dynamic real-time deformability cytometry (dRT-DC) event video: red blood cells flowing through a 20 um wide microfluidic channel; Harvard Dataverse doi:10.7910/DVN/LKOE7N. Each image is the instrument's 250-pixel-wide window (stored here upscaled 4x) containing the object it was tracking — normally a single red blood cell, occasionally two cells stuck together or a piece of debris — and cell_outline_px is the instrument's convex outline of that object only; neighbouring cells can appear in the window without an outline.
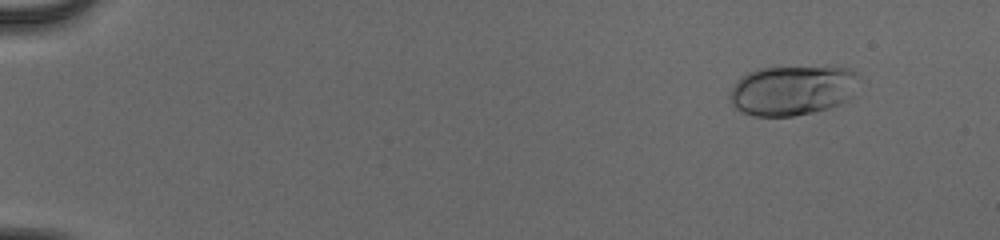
{"species": "human", "species_latin": "Homo sapiens", "temperature_condition": "cold", "stored_images_in_passage": 54, "camera_frame_rate_fps": 3000, "um_per_image_px": 0.085, "donor": {"sex": "male"}, "frame": {"image": 1, "passage_image": 6, "time_ms": 1.667, "image_size_px": [1000, 240], "cell_outline_px": [[860, 76], [848, 96], [840, 104], [828, 108], [812, 112], [792, 116], [752, 116], [740, 112], [732, 104], [728, 96], [736, 80], [740, 76], [748, 72], [760, 68], [828, 64], [848, 68], [856, 72]], "centroid_in_image_um": [67.32, 7.62], "position_along_channel_um": 17.7, "area_um2": 38.32}}
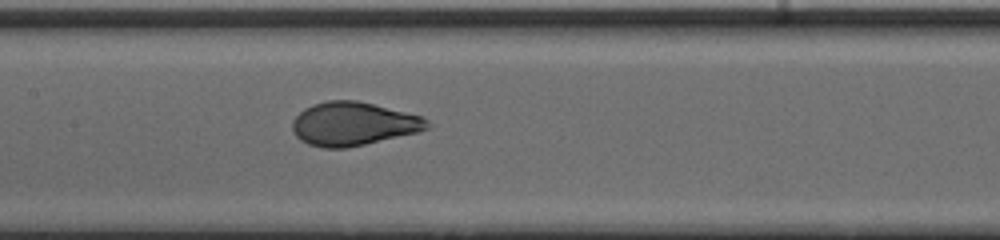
{"frame": {"image": 2, "passage_image": 29, "time_ms": 9.333, "image_size_px": [1000, 240], "cell_outline_px": [[432, 124], [428, 128], [420, 132], [364, 144], [344, 148], [324, 148], [308, 144], [300, 140], [292, 132], [292, 120], [304, 108], [312, 104], [328, 100], [356, 100], [420, 116], [428, 120]], "centroid_in_image_um": [30.0, 10.53], "position_along_channel_um": 177.4, "area_um2": 34.1}}
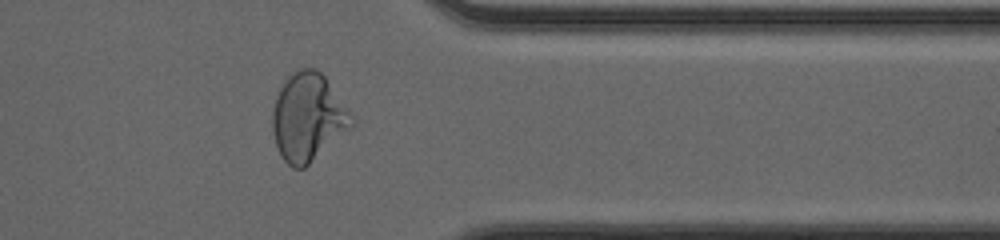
{"frame": {"image": 3, "passage_image": 45, "time_ms": 14.667, "image_size_px": [1000, 240], "cell_outline_px": [[356, 120], [348, 128], [304, 168], [292, 168], [284, 160], [276, 144], [272, 128], [272, 112], [276, 96], [280, 88], [288, 76], [300, 68], [316, 68], [324, 76]], "centroid_in_image_um": [26.14, 9.95], "position_along_channel_um": 385.3, "area_um2": 39.65}, "authors_computed_cell_mechanics": {"area_um2": 34.8823, "velocity_mm_per_s": 4.0098, "shape_relaxation_time_tau1_ms": 3.8812, "shape_relaxation_time_tau2_ms": null, "deformation_change_tau1": 0.1691, "deformation_change_tau2": null}}